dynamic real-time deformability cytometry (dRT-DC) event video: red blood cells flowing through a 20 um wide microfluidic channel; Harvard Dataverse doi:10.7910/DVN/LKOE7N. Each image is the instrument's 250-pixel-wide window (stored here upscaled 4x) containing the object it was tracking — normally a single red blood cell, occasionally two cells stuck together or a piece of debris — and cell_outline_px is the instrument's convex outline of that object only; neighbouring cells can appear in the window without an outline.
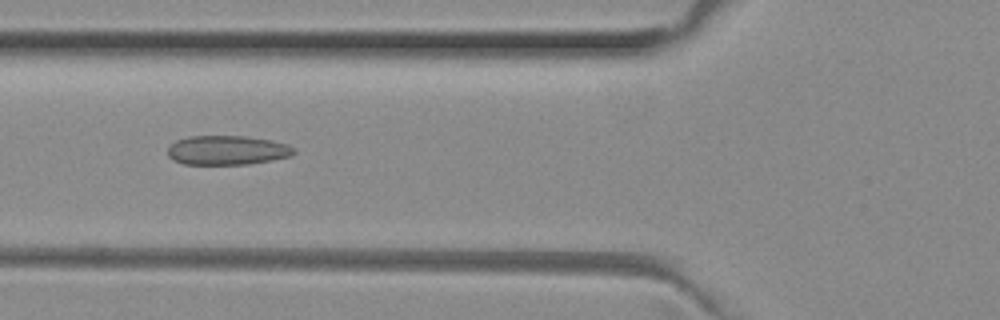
{"species": "common noctule bat (a hibernating species)", "species_latin": "Nyctalus noctula", "temperature_condition": "room temperature", "stored_images_in_passage": 51, "camera_frame_rate_fps": 3000, "um_per_image_px": 0.085, "animal": {"sex": "female", "body_mass_g": 29.2, "forearm_length_mm": 56.3}, "frame": {"image": 1, "passage_image": 19, "time_ms": 6.0, "image_size_px": [1000, 320], "cell_outline_px": [[296, 152], [288, 156], [272, 160], [248, 164], [184, 164], [172, 160], [168, 156], [168, 148], [176, 140], [188, 136], [248, 136], [272, 140], [288, 144], [296, 148]], "centroid_in_image_um": [19.32, 12.76], "position_along_channel_um": 106.5, "area_um2": 21.68}}
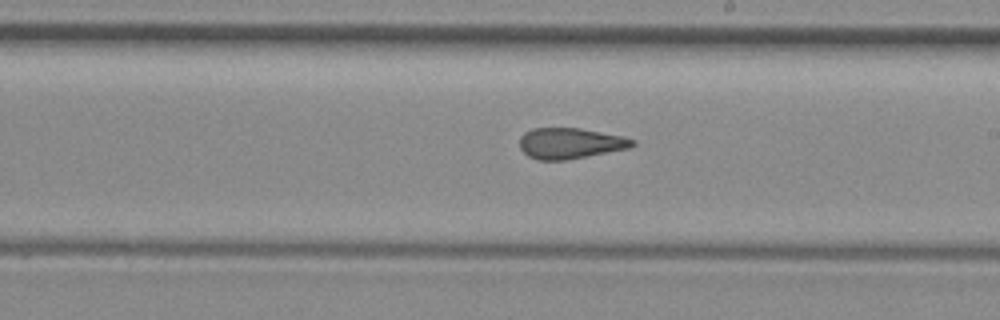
{"frame": {"image": 2, "passage_image": 29, "time_ms": 9.333, "image_size_px": [1000, 320], "cell_outline_px": [[636, 144], [632, 148], [564, 160], [536, 160], [528, 156], [520, 148], [520, 136], [524, 132], [532, 128], [580, 128], [624, 136], [636, 140]], "centroid_in_image_um": [48.49, 12.17], "position_along_channel_um": 240.5, "area_um2": 20.46}}
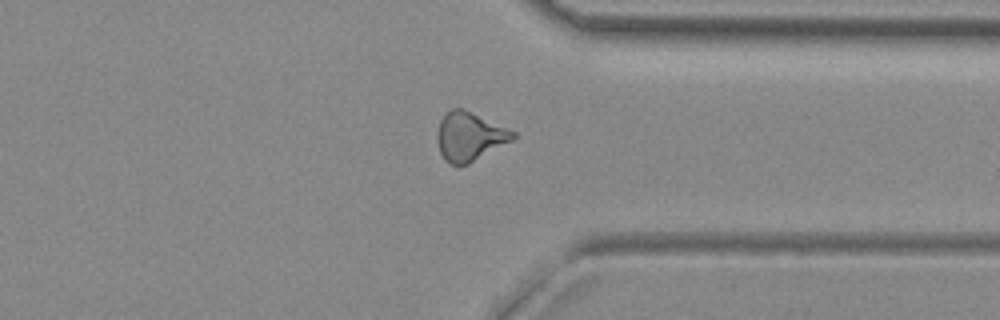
{"frame": {"image": 3, "passage_image": 39, "time_ms": 12.667, "image_size_px": [1000, 320], "cell_outline_px": [[516, 136], [512, 140], [468, 164], [452, 164], [444, 160], [440, 152], [436, 140], [436, 136], [440, 120], [452, 108], [464, 108], [508, 128], [516, 132]], "centroid_in_image_um": [39.9, 11.58], "position_along_channel_um": 371.5, "area_um2": 21.39}, "authors_computed_cell_mechanics": {"area_um2": 21.386, "velocity_mm_per_s": 4.015, "shape_relaxation_time_tau1_ms": null, "shape_relaxation_time_tau2_ms": 2.3801, "deformation_change_tau1": null, "deformation_change_tau2": 0.1007}}